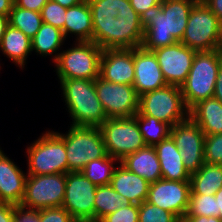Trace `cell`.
<instances>
[{"mask_svg":"<svg viewBox=\"0 0 222 222\" xmlns=\"http://www.w3.org/2000/svg\"><path fill=\"white\" fill-rule=\"evenodd\" d=\"M181 220L173 213L163 210L147 201L139 204L138 222H180Z\"/></svg>","mask_w":222,"mask_h":222,"instance_id":"836d02e7","label":"cell"},{"mask_svg":"<svg viewBox=\"0 0 222 222\" xmlns=\"http://www.w3.org/2000/svg\"><path fill=\"white\" fill-rule=\"evenodd\" d=\"M41 13L20 8L13 4L9 15V25L22 31L32 39L42 25Z\"/></svg>","mask_w":222,"mask_h":222,"instance_id":"4dcf8cb0","label":"cell"},{"mask_svg":"<svg viewBox=\"0 0 222 222\" xmlns=\"http://www.w3.org/2000/svg\"><path fill=\"white\" fill-rule=\"evenodd\" d=\"M69 33L76 36V41L93 42L92 12L87 0L67 8L63 28L65 39Z\"/></svg>","mask_w":222,"mask_h":222,"instance_id":"cb8c5ba5","label":"cell"},{"mask_svg":"<svg viewBox=\"0 0 222 222\" xmlns=\"http://www.w3.org/2000/svg\"><path fill=\"white\" fill-rule=\"evenodd\" d=\"M92 25L93 42L102 49H134L142 46L144 28L129 0H122L117 18L92 21Z\"/></svg>","mask_w":222,"mask_h":222,"instance_id":"7a4b0ae2","label":"cell"},{"mask_svg":"<svg viewBox=\"0 0 222 222\" xmlns=\"http://www.w3.org/2000/svg\"><path fill=\"white\" fill-rule=\"evenodd\" d=\"M193 1L194 3H204L205 0H190Z\"/></svg>","mask_w":222,"mask_h":222,"instance_id":"f907efd6","label":"cell"},{"mask_svg":"<svg viewBox=\"0 0 222 222\" xmlns=\"http://www.w3.org/2000/svg\"><path fill=\"white\" fill-rule=\"evenodd\" d=\"M72 126L100 127L108 118L95 89V80L63 79L60 81Z\"/></svg>","mask_w":222,"mask_h":222,"instance_id":"3957f363","label":"cell"},{"mask_svg":"<svg viewBox=\"0 0 222 222\" xmlns=\"http://www.w3.org/2000/svg\"><path fill=\"white\" fill-rule=\"evenodd\" d=\"M134 83L138 96L167 86L153 51L142 46L134 48Z\"/></svg>","mask_w":222,"mask_h":222,"instance_id":"ac0fdd59","label":"cell"},{"mask_svg":"<svg viewBox=\"0 0 222 222\" xmlns=\"http://www.w3.org/2000/svg\"><path fill=\"white\" fill-rule=\"evenodd\" d=\"M153 52L167 85L180 87L188 76L196 51L177 42Z\"/></svg>","mask_w":222,"mask_h":222,"instance_id":"2e32d148","label":"cell"},{"mask_svg":"<svg viewBox=\"0 0 222 222\" xmlns=\"http://www.w3.org/2000/svg\"><path fill=\"white\" fill-rule=\"evenodd\" d=\"M120 163L150 184L162 179L161 166L154 146L146 145L135 153L126 155Z\"/></svg>","mask_w":222,"mask_h":222,"instance_id":"7402d4cb","label":"cell"},{"mask_svg":"<svg viewBox=\"0 0 222 222\" xmlns=\"http://www.w3.org/2000/svg\"><path fill=\"white\" fill-rule=\"evenodd\" d=\"M138 112L165 122L170 127L189 117L181 88L175 85H167L139 96Z\"/></svg>","mask_w":222,"mask_h":222,"instance_id":"9c48e42d","label":"cell"},{"mask_svg":"<svg viewBox=\"0 0 222 222\" xmlns=\"http://www.w3.org/2000/svg\"><path fill=\"white\" fill-rule=\"evenodd\" d=\"M130 5L140 16L143 12L162 3V0H129Z\"/></svg>","mask_w":222,"mask_h":222,"instance_id":"60d3db41","label":"cell"},{"mask_svg":"<svg viewBox=\"0 0 222 222\" xmlns=\"http://www.w3.org/2000/svg\"><path fill=\"white\" fill-rule=\"evenodd\" d=\"M66 10L67 8L62 7L57 2L49 0L41 11L42 21L63 32L66 21Z\"/></svg>","mask_w":222,"mask_h":222,"instance_id":"e575fe53","label":"cell"},{"mask_svg":"<svg viewBox=\"0 0 222 222\" xmlns=\"http://www.w3.org/2000/svg\"><path fill=\"white\" fill-rule=\"evenodd\" d=\"M154 148L161 166L162 179L189 181L191 174L184 167L180 150L170 135Z\"/></svg>","mask_w":222,"mask_h":222,"instance_id":"44dd1931","label":"cell"},{"mask_svg":"<svg viewBox=\"0 0 222 222\" xmlns=\"http://www.w3.org/2000/svg\"><path fill=\"white\" fill-rule=\"evenodd\" d=\"M189 117L205 135L222 134V103L218 99L200 101L189 110Z\"/></svg>","mask_w":222,"mask_h":222,"instance_id":"603a6c76","label":"cell"},{"mask_svg":"<svg viewBox=\"0 0 222 222\" xmlns=\"http://www.w3.org/2000/svg\"><path fill=\"white\" fill-rule=\"evenodd\" d=\"M27 174L0 152V203L19 206L25 194Z\"/></svg>","mask_w":222,"mask_h":222,"instance_id":"d6986e66","label":"cell"},{"mask_svg":"<svg viewBox=\"0 0 222 222\" xmlns=\"http://www.w3.org/2000/svg\"><path fill=\"white\" fill-rule=\"evenodd\" d=\"M170 136L180 150L184 167L190 174L196 172L205 163L204 132L188 117L170 128Z\"/></svg>","mask_w":222,"mask_h":222,"instance_id":"5bb4252c","label":"cell"},{"mask_svg":"<svg viewBox=\"0 0 222 222\" xmlns=\"http://www.w3.org/2000/svg\"><path fill=\"white\" fill-rule=\"evenodd\" d=\"M0 50L23 69L28 55L32 52L31 39L22 31L8 25L0 43Z\"/></svg>","mask_w":222,"mask_h":222,"instance_id":"d4e9b609","label":"cell"},{"mask_svg":"<svg viewBox=\"0 0 222 222\" xmlns=\"http://www.w3.org/2000/svg\"><path fill=\"white\" fill-rule=\"evenodd\" d=\"M99 128L107 154L119 161L146 146L135 116L108 118Z\"/></svg>","mask_w":222,"mask_h":222,"instance_id":"30bf717a","label":"cell"},{"mask_svg":"<svg viewBox=\"0 0 222 222\" xmlns=\"http://www.w3.org/2000/svg\"><path fill=\"white\" fill-rule=\"evenodd\" d=\"M49 0H14V4L20 8L41 13L42 8Z\"/></svg>","mask_w":222,"mask_h":222,"instance_id":"ab89813d","label":"cell"},{"mask_svg":"<svg viewBox=\"0 0 222 222\" xmlns=\"http://www.w3.org/2000/svg\"><path fill=\"white\" fill-rule=\"evenodd\" d=\"M58 134L64 139L68 172L81 171L89 161L107 154L99 127L70 125L66 134Z\"/></svg>","mask_w":222,"mask_h":222,"instance_id":"8992f818","label":"cell"},{"mask_svg":"<svg viewBox=\"0 0 222 222\" xmlns=\"http://www.w3.org/2000/svg\"><path fill=\"white\" fill-rule=\"evenodd\" d=\"M222 64V49L196 52L185 82L180 86L188 110L214 95L218 70Z\"/></svg>","mask_w":222,"mask_h":222,"instance_id":"277c9868","label":"cell"},{"mask_svg":"<svg viewBox=\"0 0 222 222\" xmlns=\"http://www.w3.org/2000/svg\"><path fill=\"white\" fill-rule=\"evenodd\" d=\"M39 221L40 222H77L70 215V213L62 206L39 210Z\"/></svg>","mask_w":222,"mask_h":222,"instance_id":"74e56055","label":"cell"},{"mask_svg":"<svg viewBox=\"0 0 222 222\" xmlns=\"http://www.w3.org/2000/svg\"><path fill=\"white\" fill-rule=\"evenodd\" d=\"M183 222H222L220 218L210 216L183 217Z\"/></svg>","mask_w":222,"mask_h":222,"instance_id":"f6af8a7d","label":"cell"},{"mask_svg":"<svg viewBox=\"0 0 222 222\" xmlns=\"http://www.w3.org/2000/svg\"><path fill=\"white\" fill-rule=\"evenodd\" d=\"M217 200V211H219V218L222 220V187L215 193Z\"/></svg>","mask_w":222,"mask_h":222,"instance_id":"681fc988","label":"cell"},{"mask_svg":"<svg viewBox=\"0 0 222 222\" xmlns=\"http://www.w3.org/2000/svg\"><path fill=\"white\" fill-rule=\"evenodd\" d=\"M66 40L62 30L55 28L54 26L42 23L40 29L31 39L32 51L41 54L42 56L55 54L53 62H55L59 56V48L63 45V41Z\"/></svg>","mask_w":222,"mask_h":222,"instance_id":"4316f807","label":"cell"},{"mask_svg":"<svg viewBox=\"0 0 222 222\" xmlns=\"http://www.w3.org/2000/svg\"><path fill=\"white\" fill-rule=\"evenodd\" d=\"M114 162L120 163L117 158L106 154L102 158L89 161L81 170V173L97 187L110 185L113 172L116 168L114 167Z\"/></svg>","mask_w":222,"mask_h":222,"instance_id":"f1b7e54d","label":"cell"},{"mask_svg":"<svg viewBox=\"0 0 222 222\" xmlns=\"http://www.w3.org/2000/svg\"><path fill=\"white\" fill-rule=\"evenodd\" d=\"M134 49H103L99 77L111 83L133 85Z\"/></svg>","mask_w":222,"mask_h":222,"instance_id":"e0dca14e","label":"cell"},{"mask_svg":"<svg viewBox=\"0 0 222 222\" xmlns=\"http://www.w3.org/2000/svg\"><path fill=\"white\" fill-rule=\"evenodd\" d=\"M16 205L0 203V222H14Z\"/></svg>","mask_w":222,"mask_h":222,"instance_id":"b9f144b4","label":"cell"},{"mask_svg":"<svg viewBox=\"0 0 222 222\" xmlns=\"http://www.w3.org/2000/svg\"><path fill=\"white\" fill-rule=\"evenodd\" d=\"M196 52L222 48V24L205 3H195L180 41Z\"/></svg>","mask_w":222,"mask_h":222,"instance_id":"5b68a950","label":"cell"},{"mask_svg":"<svg viewBox=\"0 0 222 222\" xmlns=\"http://www.w3.org/2000/svg\"><path fill=\"white\" fill-rule=\"evenodd\" d=\"M14 222H40L39 210L23 208L20 205L16 206Z\"/></svg>","mask_w":222,"mask_h":222,"instance_id":"f35d334b","label":"cell"},{"mask_svg":"<svg viewBox=\"0 0 222 222\" xmlns=\"http://www.w3.org/2000/svg\"><path fill=\"white\" fill-rule=\"evenodd\" d=\"M74 42L75 46L61 51L54 62L59 80H95L99 77L100 58L103 49L92 41Z\"/></svg>","mask_w":222,"mask_h":222,"instance_id":"52a82bcc","label":"cell"},{"mask_svg":"<svg viewBox=\"0 0 222 222\" xmlns=\"http://www.w3.org/2000/svg\"><path fill=\"white\" fill-rule=\"evenodd\" d=\"M213 97L218 99L222 103V64L218 70Z\"/></svg>","mask_w":222,"mask_h":222,"instance_id":"ee69618b","label":"cell"},{"mask_svg":"<svg viewBox=\"0 0 222 222\" xmlns=\"http://www.w3.org/2000/svg\"><path fill=\"white\" fill-rule=\"evenodd\" d=\"M135 118L147 146H155L170 135V126L151 116L137 112Z\"/></svg>","mask_w":222,"mask_h":222,"instance_id":"f546056e","label":"cell"},{"mask_svg":"<svg viewBox=\"0 0 222 222\" xmlns=\"http://www.w3.org/2000/svg\"><path fill=\"white\" fill-rule=\"evenodd\" d=\"M27 175H44L68 172L64 139L58 132L47 131L27 147Z\"/></svg>","mask_w":222,"mask_h":222,"instance_id":"ba28073f","label":"cell"},{"mask_svg":"<svg viewBox=\"0 0 222 222\" xmlns=\"http://www.w3.org/2000/svg\"><path fill=\"white\" fill-rule=\"evenodd\" d=\"M190 0H162L140 15L144 28L142 47L153 51L180 42L194 6Z\"/></svg>","mask_w":222,"mask_h":222,"instance_id":"6da1fadb","label":"cell"},{"mask_svg":"<svg viewBox=\"0 0 222 222\" xmlns=\"http://www.w3.org/2000/svg\"><path fill=\"white\" fill-rule=\"evenodd\" d=\"M139 205L127 203L117 211L103 217L99 222H138Z\"/></svg>","mask_w":222,"mask_h":222,"instance_id":"8d00e7d4","label":"cell"},{"mask_svg":"<svg viewBox=\"0 0 222 222\" xmlns=\"http://www.w3.org/2000/svg\"><path fill=\"white\" fill-rule=\"evenodd\" d=\"M95 186L81 171L66 173L65 197L62 207L77 222H94Z\"/></svg>","mask_w":222,"mask_h":222,"instance_id":"7c38bea8","label":"cell"},{"mask_svg":"<svg viewBox=\"0 0 222 222\" xmlns=\"http://www.w3.org/2000/svg\"><path fill=\"white\" fill-rule=\"evenodd\" d=\"M214 216L219 218L215 195L190 194L189 205L184 217Z\"/></svg>","mask_w":222,"mask_h":222,"instance_id":"1f68e13d","label":"cell"},{"mask_svg":"<svg viewBox=\"0 0 222 222\" xmlns=\"http://www.w3.org/2000/svg\"><path fill=\"white\" fill-rule=\"evenodd\" d=\"M190 194L215 195L222 187V165L204 163L190 176Z\"/></svg>","mask_w":222,"mask_h":222,"instance_id":"484cf974","label":"cell"},{"mask_svg":"<svg viewBox=\"0 0 222 222\" xmlns=\"http://www.w3.org/2000/svg\"><path fill=\"white\" fill-rule=\"evenodd\" d=\"M52 1L57 2L62 7L69 8L71 6H75L79 3H81L84 0H52Z\"/></svg>","mask_w":222,"mask_h":222,"instance_id":"c3c4849f","label":"cell"},{"mask_svg":"<svg viewBox=\"0 0 222 222\" xmlns=\"http://www.w3.org/2000/svg\"><path fill=\"white\" fill-rule=\"evenodd\" d=\"M14 0H0V16L9 17Z\"/></svg>","mask_w":222,"mask_h":222,"instance_id":"bcb514c9","label":"cell"},{"mask_svg":"<svg viewBox=\"0 0 222 222\" xmlns=\"http://www.w3.org/2000/svg\"><path fill=\"white\" fill-rule=\"evenodd\" d=\"M9 25V17L0 16V43L2 41V37L5 34V30Z\"/></svg>","mask_w":222,"mask_h":222,"instance_id":"7dc6e473","label":"cell"},{"mask_svg":"<svg viewBox=\"0 0 222 222\" xmlns=\"http://www.w3.org/2000/svg\"><path fill=\"white\" fill-rule=\"evenodd\" d=\"M66 174L27 175L23 208L42 210L60 207L65 197Z\"/></svg>","mask_w":222,"mask_h":222,"instance_id":"8fae6325","label":"cell"},{"mask_svg":"<svg viewBox=\"0 0 222 222\" xmlns=\"http://www.w3.org/2000/svg\"><path fill=\"white\" fill-rule=\"evenodd\" d=\"M95 89L107 118H129L138 112L139 96L133 85L111 83L97 77Z\"/></svg>","mask_w":222,"mask_h":222,"instance_id":"4fadbf2b","label":"cell"},{"mask_svg":"<svg viewBox=\"0 0 222 222\" xmlns=\"http://www.w3.org/2000/svg\"><path fill=\"white\" fill-rule=\"evenodd\" d=\"M204 160L207 164L222 165V134L205 135Z\"/></svg>","mask_w":222,"mask_h":222,"instance_id":"d590c367","label":"cell"},{"mask_svg":"<svg viewBox=\"0 0 222 222\" xmlns=\"http://www.w3.org/2000/svg\"><path fill=\"white\" fill-rule=\"evenodd\" d=\"M149 185L144 178L129 171L121 163L116 166L110 186L118 192L121 197L130 204H141L146 201Z\"/></svg>","mask_w":222,"mask_h":222,"instance_id":"ffe728a7","label":"cell"},{"mask_svg":"<svg viewBox=\"0 0 222 222\" xmlns=\"http://www.w3.org/2000/svg\"><path fill=\"white\" fill-rule=\"evenodd\" d=\"M125 204L127 202L110 185L98 186L94 199V222H99Z\"/></svg>","mask_w":222,"mask_h":222,"instance_id":"83f0119b","label":"cell"},{"mask_svg":"<svg viewBox=\"0 0 222 222\" xmlns=\"http://www.w3.org/2000/svg\"><path fill=\"white\" fill-rule=\"evenodd\" d=\"M92 12V21L114 19L122 8V0H87Z\"/></svg>","mask_w":222,"mask_h":222,"instance_id":"d6a6232c","label":"cell"},{"mask_svg":"<svg viewBox=\"0 0 222 222\" xmlns=\"http://www.w3.org/2000/svg\"><path fill=\"white\" fill-rule=\"evenodd\" d=\"M190 193V181L159 179L149 185L146 201L182 220L188 209Z\"/></svg>","mask_w":222,"mask_h":222,"instance_id":"9a60e30c","label":"cell"},{"mask_svg":"<svg viewBox=\"0 0 222 222\" xmlns=\"http://www.w3.org/2000/svg\"><path fill=\"white\" fill-rule=\"evenodd\" d=\"M204 3L210 8L222 24V0H205Z\"/></svg>","mask_w":222,"mask_h":222,"instance_id":"7bdbcfd3","label":"cell"}]
</instances>
